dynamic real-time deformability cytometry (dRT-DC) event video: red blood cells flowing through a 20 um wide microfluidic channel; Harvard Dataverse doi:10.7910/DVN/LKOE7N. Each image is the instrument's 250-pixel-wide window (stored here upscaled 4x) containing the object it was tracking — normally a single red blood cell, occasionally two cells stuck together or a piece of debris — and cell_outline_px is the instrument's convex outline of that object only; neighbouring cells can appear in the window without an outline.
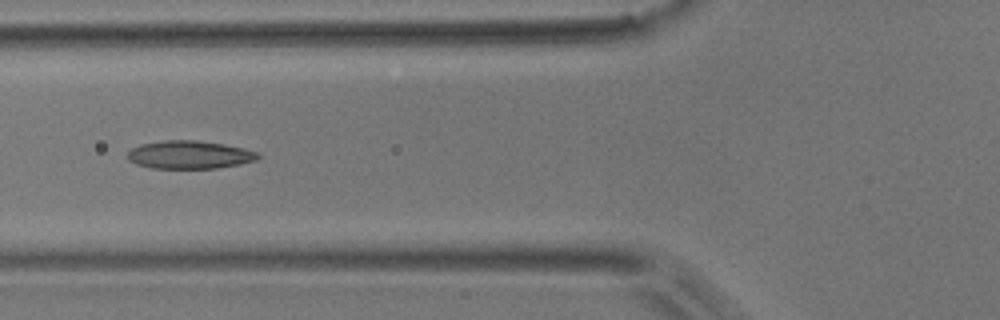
{"species": "common noctule bat (a hibernating species)", "species_latin": "Nyctalus noctula", "temperature_condition": "room temperature", "stored_images_in_passage": 10, "camera_frame_rate_fps": 3000, "um_per_image_px": 0.085, "animal": {"sex": "male", "body_mass_g": 17.9}, "frame": {"image": 1, "passage_image": 4, "time_ms": 4.667, "image_size_px": [1000, 320], "cell_outline_px": [[260, 156], [256, 160], [240, 164], [216, 168], [152, 168], [136, 164], [128, 160], [128, 152], [132, 148], [140, 144], [164, 140], [196, 140], [224, 144], [244, 148], [260, 152]], "centroid_in_image_um": [16.12, 13.15], "position_along_channel_um": 109.7, "area_um2": 21.39}}
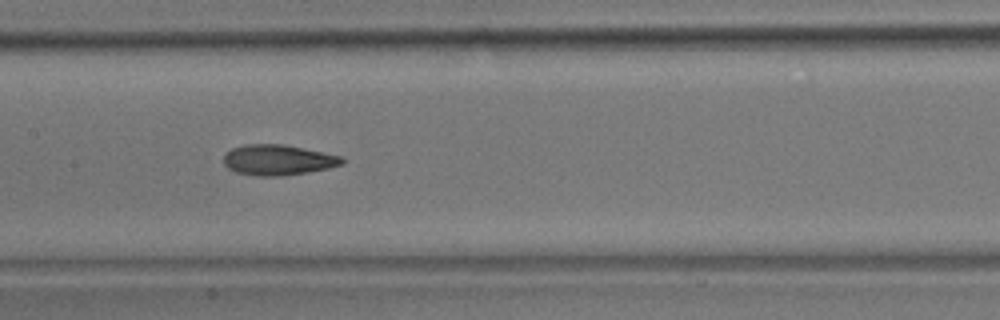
{"frame": {"image": 2, "passage_image": 6, "time_ms": 6.667, "image_size_px": [1000, 320], "cell_outline_px": [[344, 164], [328, 168], [308, 172], [280, 176], [256, 176], [236, 172], [228, 168], [224, 164], [224, 156], [232, 148], [244, 144], [284, 144], [344, 156]], "centroid_in_image_um": [23.66, 13.59], "position_along_channel_um": 183.7, "area_um2": 21.15}}
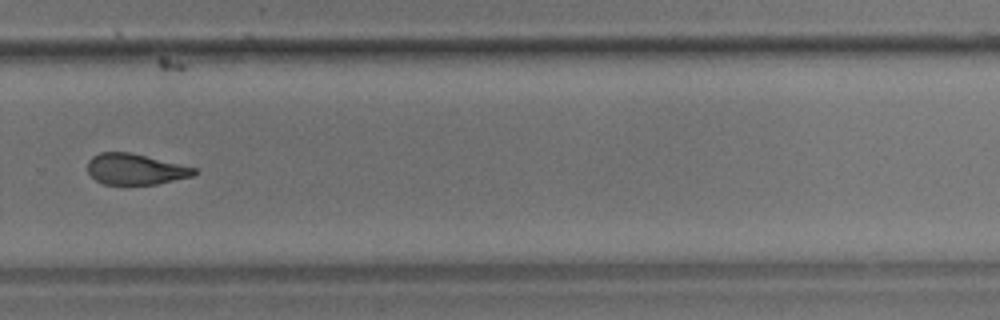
{"frame": {"image": 3, "passage_image": 9, "time_ms": 10.333, "image_size_px": [1000, 320], "cell_outline_px": [[200, 172], [192, 176], [156, 184], [104, 184], [96, 180], [88, 172], [88, 160], [92, 156], [100, 152], [132, 152], [196, 168]], "centroid_in_image_um": [11.51, 14.37], "position_along_channel_um": 318.3, "area_um2": 19.19}}